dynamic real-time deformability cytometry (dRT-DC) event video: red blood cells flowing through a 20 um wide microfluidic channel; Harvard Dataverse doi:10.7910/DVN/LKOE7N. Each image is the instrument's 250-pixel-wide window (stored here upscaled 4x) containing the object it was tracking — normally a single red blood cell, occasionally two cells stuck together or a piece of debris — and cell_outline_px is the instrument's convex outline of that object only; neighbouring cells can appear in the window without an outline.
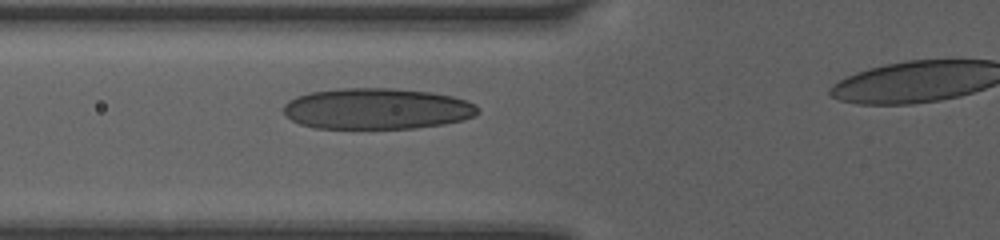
{"species": "human", "species_latin": "Homo sapiens", "temperature_condition": "room temperature", "stored_images_in_passage": 6, "segment_of_instrument_passage": [1, 2], "camera_frame_rate_fps": 3000, "um_per_image_px": 0.085, "donor": {"sex": "female"}, "frame": {"image": 1, "passage_image": 5, "time_ms": 3.0, "image_size_px": [1000, 240], "cell_outline_px": [[480, 112], [476, 116], [464, 120], [444, 124], [416, 128], [312, 128], [300, 124], [284, 116], [284, 104], [288, 100], [296, 96], [308, 92], [340, 88], [392, 88], [432, 92], [452, 96], [468, 100], [476, 104], [480, 108]], "centroid_in_image_um": [32.06, 9.24], "position_along_channel_um": 93.7, "area_um2": 47.11}}